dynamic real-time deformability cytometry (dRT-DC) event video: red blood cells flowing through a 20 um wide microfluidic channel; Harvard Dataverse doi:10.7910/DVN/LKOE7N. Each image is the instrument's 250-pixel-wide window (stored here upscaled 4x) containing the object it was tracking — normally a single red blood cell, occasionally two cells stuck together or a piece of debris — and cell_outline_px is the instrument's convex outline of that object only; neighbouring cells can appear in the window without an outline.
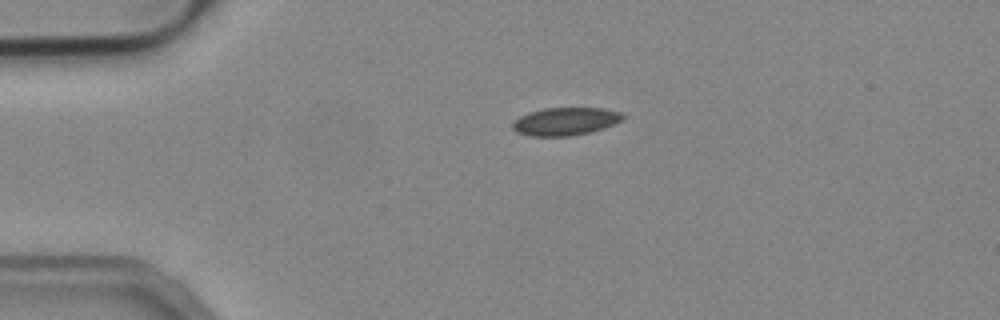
{"species": "common noctule bat (a hibernating species)", "species_latin": "Nyctalus noctula", "temperature_condition": "cold", "stored_images_in_passage": 33, "camera_frame_rate_fps": 3000, "um_per_image_px": 0.085, "animal": {"sex": "male", "body_mass_g": 19.2, "forearm_length_mm": 51.8}, "frame": {"image": 1, "passage_image": 1, "time_ms": 0.0, "image_size_px": [1000, 320], "cell_outline_px": [[624, 120], [604, 128], [572, 136], [532, 136], [516, 132], [512, 128], [512, 124], [520, 116], [528, 112], [544, 108], [604, 108], [624, 112]], "centroid_in_image_um": [48.09, 10.31], "position_along_channel_um": 36.9, "area_um2": 18.03}}
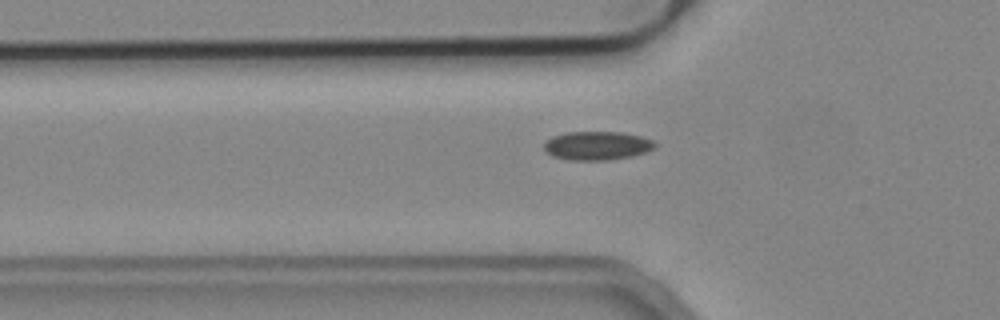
{"frame": {"image": 2, "passage_image": 7, "time_ms": 2.0, "image_size_px": [1000, 320], "cell_outline_px": [[656, 148], [632, 156], [608, 160], [568, 160], [552, 156], [544, 148], [544, 144], [552, 136], [564, 132], [620, 132], [640, 136], [652, 140], [656, 144]], "centroid_in_image_um": [50.74, 12.38], "position_along_channel_um": 75.1, "area_um2": 18.5}}
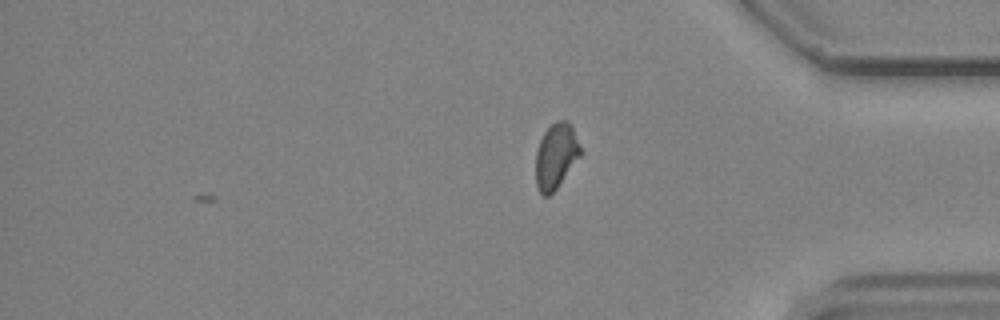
{"frame": {"image": 3, "passage_image": 33, "time_ms": 10.667, "image_size_px": [1000, 320], "cell_outline_px": [[584, 152], [556, 188], [548, 196], [544, 196], [540, 192], [536, 184], [536, 152], [540, 140], [544, 132], [556, 120], [568, 120]], "centroid_in_image_um": [47.27, 13.24], "position_along_channel_um": 387.9, "area_um2": 16.99}, "authors_computed_cell_mechanics": {"area_um2": 17.918, "velocity_mm_per_s": 3.8064, "shape_relaxation_time_tau1_ms": null, "shape_relaxation_time_tau2_ms": 3.3608, "deformation_change_tau1": null, "deformation_change_tau2": 0.0646}}